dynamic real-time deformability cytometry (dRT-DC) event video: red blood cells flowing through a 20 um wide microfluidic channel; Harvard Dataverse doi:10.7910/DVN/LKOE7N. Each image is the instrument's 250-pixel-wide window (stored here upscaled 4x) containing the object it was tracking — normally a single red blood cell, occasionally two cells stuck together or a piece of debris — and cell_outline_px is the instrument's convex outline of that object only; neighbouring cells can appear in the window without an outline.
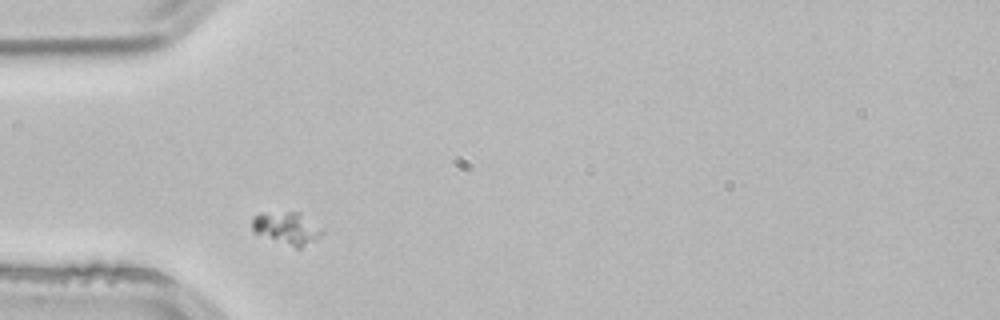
{"species": "common noctule bat (a hibernating species)", "species_latin": "Nyctalus noctula", "temperature_condition": "room temperature", "stored_images_in_passage": 2, "camera_frame_rate_fps": 3000, "um_per_image_px": 0.085, "animal": {"sex": "male", "body_mass_g": 21.5, "forearm_length_mm": 52.0}, "frame": {"image": 1, "passage_image": 1, "time_ms": 0.0, "image_size_px": [1000, 320], "cell_outline_px": [[324, 232], [316, 240], [300, 248], [296, 248], [252, 232], [252, 216], [260, 212], [300, 212]], "centroid_in_image_um": [24.33, 19.38], "position_along_channel_um": 60.7, "area_um2": 13.18}}